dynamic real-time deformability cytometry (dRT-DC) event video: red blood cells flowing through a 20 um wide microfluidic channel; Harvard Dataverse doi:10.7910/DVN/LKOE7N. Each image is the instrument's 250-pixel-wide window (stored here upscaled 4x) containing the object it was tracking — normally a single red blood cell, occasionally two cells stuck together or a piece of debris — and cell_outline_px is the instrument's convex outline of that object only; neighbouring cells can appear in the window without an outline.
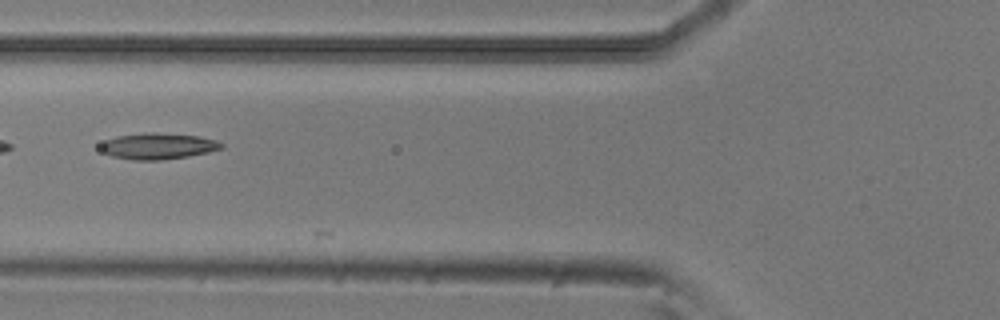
{"species": "common noctule bat (a hibernating species)", "species_latin": "Nyctalus noctula", "temperature_condition": "room temperature", "stored_images_in_passage": 11, "camera_frame_rate_fps": 3000, "um_per_image_px": 0.085, "animal": {"sex": "male", "body_mass_g": 20.5, "forearm_length_mm": 52.5}, "frame": {"image": 1, "passage_image": 9, "time_ms": 2.667, "image_size_px": [1000, 320], "cell_outline_px": [[224, 148], [208, 152], [188, 156], [160, 160], [132, 160], [112, 156], [96, 148], [104, 140], [116, 136], [144, 132], [156, 132], [200, 136], [216, 140], [224, 144]], "centroid_in_image_um": [13.4, 12.41], "position_along_channel_um": 112.4, "area_um2": 18.73}}